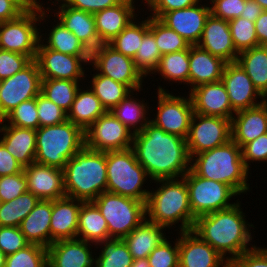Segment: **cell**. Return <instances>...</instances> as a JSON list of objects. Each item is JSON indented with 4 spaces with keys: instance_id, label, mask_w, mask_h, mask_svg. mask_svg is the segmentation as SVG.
Listing matches in <instances>:
<instances>
[{
    "instance_id": "cell-17",
    "label": "cell",
    "mask_w": 267,
    "mask_h": 267,
    "mask_svg": "<svg viewBox=\"0 0 267 267\" xmlns=\"http://www.w3.org/2000/svg\"><path fill=\"white\" fill-rule=\"evenodd\" d=\"M221 81L226 87L232 110L235 113L258 106L266 100L237 62L225 64Z\"/></svg>"
},
{
    "instance_id": "cell-53",
    "label": "cell",
    "mask_w": 267,
    "mask_h": 267,
    "mask_svg": "<svg viewBox=\"0 0 267 267\" xmlns=\"http://www.w3.org/2000/svg\"><path fill=\"white\" fill-rule=\"evenodd\" d=\"M242 159L246 169L251 170L250 163H267V133L245 144L241 148Z\"/></svg>"
},
{
    "instance_id": "cell-29",
    "label": "cell",
    "mask_w": 267,
    "mask_h": 267,
    "mask_svg": "<svg viewBox=\"0 0 267 267\" xmlns=\"http://www.w3.org/2000/svg\"><path fill=\"white\" fill-rule=\"evenodd\" d=\"M226 62L197 45L189 47L190 91L202 84L221 81Z\"/></svg>"
},
{
    "instance_id": "cell-60",
    "label": "cell",
    "mask_w": 267,
    "mask_h": 267,
    "mask_svg": "<svg viewBox=\"0 0 267 267\" xmlns=\"http://www.w3.org/2000/svg\"><path fill=\"white\" fill-rule=\"evenodd\" d=\"M259 45L267 41V10H264L254 22Z\"/></svg>"
},
{
    "instance_id": "cell-39",
    "label": "cell",
    "mask_w": 267,
    "mask_h": 267,
    "mask_svg": "<svg viewBox=\"0 0 267 267\" xmlns=\"http://www.w3.org/2000/svg\"><path fill=\"white\" fill-rule=\"evenodd\" d=\"M92 79L88 82L89 88L101 101L106 111H111L132 91L124 84L99 74L97 71L92 74Z\"/></svg>"
},
{
    "instance_id": "cell-54",
    "label": "cell",
    "mask_w": 267,
    "mask_h": 267,
    "mask_svg": "<svg viewBox=\"0 0 267 267\" xmlns=\"http://www.w3.org/2000/svg\"><path fill=\"white\" fill-rule=\"evenodd\" d=\"M142 4L150 12L148 15L153 18H161L166 12L195 5L203 0H141ZM144 2V3H143Z\"/></svg>"
},
{
    "instance_id": "cell-43",
    "label": "cell",
    "mask_w": 267,
    "mask_h": 267,
    "mask_svg": "<svg viewBox=\"0 0 267 267\" xmlns=\"http://www.w3.org/2000/svg\"><path fill=\"white\" fill-rule=\"evenodd\" d=\"M149 31L155 36L161 56L185 50L191 46L187 40L166 26L159 18L149 16Z\"/></svg>"
},
{
    "instance_id": "cell-4",
    "label": "cell",
    "mask_w": 267,
    "mask_h": 267,
    "mask_svg": "<svg viewBox=\"0 0 267 267\" xmlns=\"http://www.w3.org/2000/svg\"><path fill=\"white\" fill-rule=\"evenodd\" d=\"M190 170L205 179L231 186L239 196L250 191L249 174L244 165L241 147L232 139L227 143L191 157Z\"/></svg>"
},
{
    "instance_id": "cell-44",
    "label": "cell",
    "mask_w": 267,
    "mask_h": 267,
    "mask_svg": "<svg viewBox=\"0 0 267 267\" xmlns=\"http://www.w3.org/2000/svg\"><path fill=\"white\" fill-rule=\"evenodd\" d=\"M161 53L156 45L155 36L148 31L140 44L139 49L133 58L136 68L147 78L159 66Z\"/></svg>"
},
{
    "instance_id": "cell-32",
    "label": "cell",
    "mask_w": 267,
    "mask_h": 267,
    "mask_svg": "<svg viewBox=\"0 0 267 267\" xmlns=\"http://www.w3.org/2000/svg\"><path fill=\"white\" fill-rule=\"evenodd\" d=\"M82 86L77 91L72 107L67 113V120L85 131L107 111L95 93L89 87L86 90Z\"/></svg>"
},
{
    "instance_id": "cell-25",
    "label": "cell",
    "mask_w": 267,
    "mask_h": 267,
    "mask_svg": "<svg viewBox=\"0 0 267 267\" xmlns=\"http://www.w3.org/2000/svg\"><path fill=\"white\" fill-rule=\"evenodd\" d=\"M136 1L124 0L120 4L93 14L97 35L102 44H108L139 16V14L135 13L138 10V7L136 8L135 6Z\"/></svg>"
},
{
    "instance_id": "cell-52",
    "label": "cell",
    "mask_w": 267,
    "mask_h": 267,
    "mask_svg": "<svg viewBox=\"0 0 267 267\" xmlns=\"http://www.w3.org/2000/svg\"><path fill=\"white\" fill-rule=\"evenodd\" d=\"M32 60L23 54L0 49V79H6L21 71Z\"/></svg>"
},
{
    "instance_id": "cell-48",
    "label": "cell",
    "mask_w": 267,
    "mask_h": 267,
    "mask_svg": "<svg viewBox=\"0 0 267 267\" xmlns=\"http://www.w3.org/2000/svg\"><path fill=\"white\" fill-rule=\"evenodd\" d=\"M147 258L150 267H179L178 238L176 237L175 242L166 238Z\"/></svg>"
},
{
    "instance_id": "cell-62",
    "label": "cell",
    "mask_w": 267,
    "mask_h": 267,
    "mask_svg": "<svg viewBox=\"0 0 267 267\" xmlns=\"http://www.w3.org/2000/svg\"><path fill=\"white\" fill-rule=\"evenodd\" d=\"M15 2L23 11H34L37 9H42L45 4L40 2V0H12Z\"/></svg>"
},
{
    "instance_id": "cell-47",
    "label": "cell",
    "mask_w": 267,
    "mask_h": 267,
    "mask_svg": "<svg viewBox=\"0 0 267 267\" xmlns=\"http://www.w3.org/2000/svg\"><path fill=\"white\" fill-rule=\"evenodd\" d=\"M8 125L37 130L40 127L36 98L27 100L11 110L3 119Z\"/></svg>"
},
{
    "instance_id": "cell-37",
    "label": "cell",
    "mask_w": 267,
    "mask_h": 267,
    "mask_svg": "<svg viewBox=\"0 0 267 267\" xmlns=\"http://www.w3.org/2000/svg\"><path fill=\"white\" fill-rule=\"evenodd\" d=\"M156 73L171 85L174 82L189 87V48L162 55L159 66L153 72L154 75H157Z\"/></svg>"
},
{
    "instance_id": "cell-30",
    "label": "cell",
    "mask_w": 267,
    "mask_h": 267,
    "mask_svg": "<svg viewBox=\"0 0 267 267\" xmlns=\"http://www.w3.org/2000/svg\"><path fill=\"white\" fill-rule=\"evenodd\" d=\"M52 200H40L22 220L20 229L30 244L48 248L51 245L50 221Z\"/></svg>"
},
{
    "instance_id": "cell-63",
    "label": "cell",
    "mask_w": 267,
    "mask_h": 267,
    "mask_svg": "<svg viewBox=\"0 0 267 267\" xmlns=\"http://www.w3.org/2000/svg\"><path fill=\"white\" fill-rule=\"evenodd\" d=\"M131 267H150L148 258L133 259Z\"/></svg>"
},
{
    "instance_id": "cell-9",
    "label": "cell",
    "mask_w": 267,
    "mask_h": 267,
    "mask_svg": "<svg viewBox=\"0 0 267 267\" xmlns=\"http://www.w3.org/2000/svg\"><path fill=\"white\" fill-rule=\"evenodd\" d=\"M108 226L110 238L123 239L146 219V202L103 192L94 201Z\"/></svg>"
},
{
    "instance_id": "cell-12",
    "label": "cell",
    "mask_w": 267,
    "mask_h": 267,
    "mask_svg": "<svg viewBox=\"0 0 267 267\" xmlns=\"http://www.w3.org/2000/svg\"><path fill=\"white\" fill-rule=\"evenodd\" d=\"M157 104L156 115L153 113V118L149 121L159 128H162L166 133L177 135L186 139L189 133L190 122L194 113L191 97L188 94L183 97L181 95H173L169 90L157 87Z\"/></svg>"
},
{
    "instance_id": "cell-31",
    "label": "cell",
    "mask_w": 267,
    "mask_h": 267,
    "mask_svg": "<svg viewBox=\"0 0 267 267\" xmlns=\"http://www.w3.org/2000/svg\"><path fill=\"white\" fill-rule=\"evenodd\" d=\"M166 227L145 219L123 238L133 259L146 258L167 238Z\"/></svg>"
},
{
    "instance_id": "cell-27",
    "label": "cell",
    "mask_w": 267,
    "mask_h": 267,
    "mask_svg": "<svg viewBox=\"0 0 267 267\" xmlns=\"http://www.w3.org/2000/svg\"><path fill=\"white\" fill-rule=\"evenodd\" d=\"M82 202L67 196L52 200L51 244L58 240L76 239Z\"/></svg>"
},
{
    "instance_id": "cell-65",
    "label": "cell",
    "mask_w": 267,
    "mask_h": 267,
    "mask_svg": "<svg viewBox=\"0 0 267 267\" xmlns=\"http://www.w3.org/2000/svg\"><path fill=\"white\" fill-rule=\"evenodd\" d=\"M256 1L264 10H267V0H254Z\"/></svg>"
},
{
    "instance_id": "cell-7",
    "label": "cell",
    "mask_w": 267,
    "mask_h": 267,
    "mask_svg": "<svg viewBox=\"0 0 267 267\" xmlns=\"http://www.w3.org/2000/svg\"><path fill=\"white\" fill-rule=\"evenodd\" d=\"M106 164L107 192L147 201L150 190L144 184L151 180L131 148L106 152Z\"/></svg>"
},
{
    "instance_id": "cell-13",
    "label": "cell",
    "mask_w": 267,
    "mask_h": 267,
    "mask_svg": "<svg viewBox=\"0 0 267 267\" xmlns=\"http://www.w3.org/2000/svg\"><path fill=\"white\" fill-rule=\"evenodd\" d=\"M84 135L85 147L102 152L130 149L134 137V133L111 111L101 115L84 131Z\"/></svg>"
},
{
    "instance_id": "cell-34",
    "label": "cell",
    "mask_w": 267,
    "mask_h": 267,
    "mask_svg": "<svg viewBox=\"0 0 267 267\" xmlns=\"http://www.w3.org/2000/svg\"><path fill=\"white\" fill-rule=\"evenodd\" d=\"M135 91L129 93L122 101L116 105L111 112L134 134L141 132L149 122V102L134 98ZM150 108V109H149ZM149 115V116H148Z\"/></svg>"
},
{
    "instance_id": "cell-51",
    "label": "cell",
    "mask_w": 267,
    "mask_h": 267,
    "mask_svg": "<svg viewBox=\"0 0 267 267\" xmlns=\"http://www.w3.org/2000/svg\"><path fill=\"white\" fill-rule=\"evenodd\" d=\"M29 244L20 227L0 226V250L6 256L24 249Z\"/></svg>"
},
{
    "instance_id": "cell-58",
    "label": "cell",
    "mask_w": 267,
    "mask_h": 267,
    "mask_svg": "<svg viewBox=\"0 0 267 267\" xmlns=\"http://www.w3.org/2000/svg\"><path fill=\"white\" fill-rule=\"evenodd\" d=\"M24 171V167L7 151L0 142V176L17 174Z\"/></svg>"
},
{
    "instance_id": "cell-8",
    "label": "cell",
    "mask_w": 267,
    "mask_h": 267,
    "mask_svg": "<svg viewBox=\"0 0 267 267\" xmlns=\"http://www.w3.org/2000/svg\"><path fill=\"white\" fill-rule=\"evenodd\" d=\"M49 13L44 6L34 11H24L15 19L0 22V49L17 52L35 60L40 42L39 31L42 30L38 26L43 21L46 23L47 18L50 20Z\"/></svg>"
},
{
    "instance_id": "cell-5",
    "label": "cell",
    "mask_w": 267,
    "mask_h": 267,
    "mask_svg": "<svg viewBox=\"0 0 267 267\" xmlns=\"http://www.w3.org/2000/svg\"><path fill=\"white\" fill-rule=\"evenodd\" d=\"M106 152L83 147L63 168L67 197L83 202L94 201L107 187Z\"/></svg>"
},
{
    "instance_id": "cell-66",
    "label": "cell",
    "mask_w": 267,
    "mask_h": 267,
    "mask_svg": "<svg viewBox=\"0 0 267 267\" xmlns=\"http://www.w3.org/2000/svg\"><path fill=\"white\" fill-rule=\"evenodd\" d=\"M261 46H262V47L265 49V51L267 52V41H266L265 43H263Z\"/></svg>"
},
{
    "instance_id": "cell-45",
    "label": "cell",
    "mask_w": 267,
    "mask_h": 267,
    "mask_svg": "<svg viewBox=\"0 0 267 267\" xmlns=\"http://www.w3.org/2000/svg\"><path fill=\"white\" fill-rule=\"evenodd\" d=\"M4 267H48L47 248L29 244L24 249L7 255Z\"/></svg>"
},
{
    "instance_id": "cell-55",
    "label": "cell",
    "mask_w": 267,
    "mask_h": 267,
    "mask_svg": "<svg viewBox=\"0 0 267 267\" xmlns=\"http://www.w3.org/2000/svg\"><path fill=\"white\" fill-rule=\"evenodd\" d=\"M210 13L225 21L240 17L246 0H209Z\"/></svg>"
},
{
    "instance_id": "cell-24",
    "label": "cell",
    "mask_w": 267,
    "mask_h": 267,
    "mask_svg": "<svg viewBox=\"0 0 267 267\" xmlns=\"http://www.w3.org/2000/svg\"><path fill=\"white\" fill-rule=\"evenodd\" d=\"M197 46L226 63L236 62L238 57V52L233 45L229 21L215 17L211 13L206 19Z\"/></svg>"
},
{
    "instance_id": "cell-14",
    "label": "cell",
    "mask_w": 267,
    "mask_h": 267,
    "mask_svg": "<svg viewBox=\"0 0 267 267\" xmlns=\"http://www.w3.org/2000/svg\"><path fill=\"white\" fill-rule=\"evenodd\" d=\"M41 81L35 60L13 76L3 79L0 88V120L22 102L36 98L41 93Z\"/></svg>"
},
{
    "instance_id": "cell-23",
    "label": "cell",
    "mask_w": 267,
    "mask_h": 267,
    "mask_svg": "<svg viewBox=\"0 0 267 267\" xmlns=\"http://www.w3.org/2000/svg\"><path fill=\"white\" fill-rule=\"evenodd\" d=\"M96 244L80 239L58 240L47 248L48 267H95Z\"/></svg>"
},
{
    "instance_id": "cell-6",
    "label": "cell",
    "mask_w": 267,
    "mask_h": 267,
    "mask_svg": "<svg viewBox=\"0 0 267 267\" xmlns=\"http://www.w3.org/2000/svg\"><path fill=\"white\" fill-rule=\"evenodd\" d=\"M85 146L84 131L69 120L36 130L35 162L63 169Z\"/></svg>"
},
{
    "instance_id": "cell-59",
    "label": "cell",
    "mask_w": 267,
    "mask_h": 267,
    "mask_svg": "<svg viewBox=\"0 0 267 267\" xmlns=\"http://www.w3.org/2000/svg\"><path fill=\"white\" fill-rule=\"evenodd\" d=\"M23 12L12 0H0V22L15 19Z\"/></svg>"
},
{
    "instance_id": "cell-57",
    "label": "cell",
    "mask_w": 267,
    "mask_h": 267,
    "mask_svg": "<svg viewBox=\"0 0 267 267\" xmlns=\"http://www.w3.org/2000/svg\"><path fill=\"white\" fill-rule=\"evenodd\" d=\"M66 5L89 13H96L108 7L122 3L124 0H62Z\"/></svg>"
},
{
    "instance_id": "cell-50",
    "label": "cell",
    "mask_w": 267,
    "mask_h": 267,
    "mask_svg": "<svg viewBox=\"0 0 267 267\" xmlns=\"http://www.w3.org/2000/svg\"><path fill=\"white\" fill-rule=\"evenodd\" d=\"M28 192L27 180L23 172L0 176V202L11 201Z\"/></svg>"
},
{
    "instance_id": "cell-3",
    "label": "cell",
    "mask_w": 267,
    "mask_h": 267,
    "mask_svg": "<svg viewBox=\"0 0 267 267\" xmlns=\"http://www.w3.org/2000/svg\"><path fill=\"white\" fill-rule=\"evenodd\" d=\"M153 182L159 188L156 186V189L152 188L149 191L146 201V219L169 230L170 227L176 228V224L180 221L177 231L192 230L195 218L190 209L185 179L181 177Z\"/></svg>"
},
{
    "instance_id": "cell-1",
    "label": "cell",
    "mask_w": 267,
    "mask_h": 267,
    "mask_svg": "<svg viewBox=\"0 0 267 267\" xmlns=\"http://www.w3.org/2000/svg\"><path fill=\"white\" fill-rule=\"evenodd\" d=\"M131 149L149 179H176L190 170L186 139L166 133L150 121L134 134Z\"/></svg>"
},
{
    "instance_id": "cell-28",
    "label": "cell",
    "mask_w": 267,
    "mask_h": 267,
    "mask_svg": "<svg viewBox=\"0 0 267 267\" xmlns=\"http://www.w3.org/2000/svg\"><path fill=\"white\" fill-rule=\"evenodd\" d=\"M0 134L2 136L0 137V142L23 167H27L35 162V129L8 125L3 120H0Z\"/></svg>"
},
{
    "instance_id": "cell-2",
    "label": "cell",
    "mask_w": 267,
    "mask_h": 267,
    "mask_svg": "<svg viewBox=\"0 0 267 267\" xmlns=\"http://www.w3.org/2000/svg\"><path fill=\"white\" fill-rule=\"evenodd\" d=\"M241 202L195 219L192 231L210 244L228 262L254 248V225L245 218ZM250 247H249V246Z\"/></svg>"
},
{
    "instance_id": "cell-41",
    "label": "cell",
    "mask_w": 267,
    "mask_h": 267,
    "mask_svg": "<svg viewBox=\"0 0 267 267\" xmlns=\"http://www.w3.org/2000/svg\"><path fill=\"white\" fill-rule=\"evenodd\" d=\"M40 199L31 192H24L11 201L0 203V226L20 227L22 220Z\"/></svg>"
},
{
    "instance_id": "cell-20",
    "label": "cell",
    "mask_w": 267,
    "mask_h": 267,
    "mask_svg": "<svg viewBox=\"0 0 267 267\" xmlns=\"http://www.w3.org/2000/svg\"><path fill=\"white\" fill-rule=\"evenodd\" d=\"M201 3L166 12L160 20L187 40L190 45H197L202 36L206 19L210 15L209 2Z\"/></svg>"
},
{
    "instance_id": "cell-61",
    "label": "cell",
    "mask_w": 267,
    "mask_h": 267,
    "mask_svg": "<svg viewBox=\"0 0 267 267\" xmlns=\"http://www.w3.org/2000/svg\"><path fill=\"white\" fill-rule=\"evenodd\" d=\"M263 11L264 9L256 1L246 0L245 7L240 17L255 22Z\"/></svg>"
},
{
    "instance_id": "cell-38",
    "label": "cell",
    "mask_w": 267,
    "mask_h": 267,
    "mask_svg": "<svg viewBox=\"0 0 267 267\" xmlns=\"http://www.w3.org/2000/svg\"><path fill=\"white\" fill-rule=\"evenodd\" d=\"M137 18L108 43L116 51L131 58L135 57L144 35L149 31V16L145 19L144 17L142 19L140 17Z\"/></svg>"
},
{
    "instance_id": "cell-40",
    "label": "cell",
    "mask_w": 267,
    "mask_h": 267,
    "mask_svg": "<svg viewBox=\"0 0 267 267\" xmlns=\"http://www.w3.org/2000/svg\"><path fill=\"white\" fill-rule=\"evenodd\" d=\"M101 251L95 256V267H131L133 257L123 239L110 238L98 242Z\"/></svg>"
},
{
    "instance_id": "cell-33",
    "label": "cell",
    "mask_w": 267,
    "mask_h": 267,
    "mask_svg": "<svg viewBox=\"0 0 267 267\" xmlns=\"http://www.w3.org/2000/svg\"><path fill=\"white\" fill-rule=\"evenodd\" d=\"M76 238L93 244L110 239L106 220L92 201L81 204Z\"/></svg>"
},
{
    "instance_id": "cell-19",
    "label": "cell",
    "mask_w": 267,
    "mask_h": 267,
    "mask_svg": "<svg viewBox=\"0 0 267 267\" xmlns=\"http://www.w3.org/2000/svg\"><path fill=\"white\" fill-rule=\"evenodd\" d=\"M177 233L179 267H229V262L192 230Z\"/></svg>"
},
{
    "instance_id": "cell-21",
    "label": "cell",
    "mask_w": 267,
    "mask_h": 267,
    "mask_svg": "<svg viewBox=\"0 0 267 267\" xmlns=\"http://www.w3.org/2000/svg\"><path fill=\"white\" fill-rule=\"evenodd\" d=\"M28 191L40 200H55L66 197L63 169L33 162L24 167Z\"/></svg>"
},
{
    "instance_id": "cell-64",
    "label": "cell",
    "mask_w": 267,
    "mask_h": 267,
    "mask_svg": "<svg viewBox=\"0 0 267 267\" xmlns=\"http://www.w3.org/2000/svg\"><path fill=\"white\" fill-rule=\"evenodd\" d=\"M6 255L0 250V267H4L6 263Z\"/></svg>"
},
{
    "instance_id": "cell-26",
    "label": "cell",
    "mask_w": 267,
    "mask_h": 267,
    "mask_svg": "<svg viewBox=\"0 0 267 267\" xmlns=\"http://www.w3.org/2000/svg\"><path fill=\"white\" fill-rule=\"evenodd\" d=\"M267 133V100L236 112L231 119V139L241 148Z\"/></svg>"
},
{
    "instance_id": "cell-56",
    "label": "cell",
    "mask_w": 267,
    "mask_h": 267,
    "mask_svg": "<svg viewBox=\"0 0 267 267\" xmlns=\"http://www.w3.org/2000/svg\"><path fill=\"white\" fill-rule=\"evenodd\" d=\"M229 267H267V247L257 245L231 260Z\"/></svg>"
},
{
    "instance_id": "cell-18",
    "label": "cell",
    "mask_w": 267,
    "mask_h": 267,
    "mask_svg": "<svg viewBox=\"0 0 267 267\" xmlns=\"http://www.w3.org/2000/svg\"><path fill=\"white\" fill-rule=\"evenodd\" d=\"M48 1H51V7L52 5L55 7L57 5L58 7L54 10L48 5L49 7H47V9L50 12L52 10L54 11L50 13L51 16L53 17L52 14L54 13V17L60 21L66 29L73 32L90 52L102 44L97 35L95 19L92 13L74 9L66 5L62 0Z\"/></svg>"
},
{
    "instance_id": "cell-22",
    "label": "cell",
    "mask_w": 267,
    "mask_h": 267,
    "mask_svg": "<svg viewBox=\"0 0 267 267\" xmlns=\"http://www.w3.org/2000/svg\"><path fill=\"white\" fill-rule=\"evenodd\" d=\"M197 114L232 119L235 112L222 81L199 85L187 92Z\"/></svg>"
},
{
    "instance_id": "cell-46",
    "label": "cell",
    "mask_w": 267,
    "mask_h": 267,
    "mask_svg": "<svg viewBox=\"0 0 267 267\" xmlns=\"http://www.w3.org/2000/svg\"><path fill=\"white\" fill-rule=\"evenodd\" d=\"M233 45L238 53L259 46L254 22L237 17L229 21Z\"/></svg>"
},
{
    "instance_id": "cell-16",
    "label": "cell",
    "mask_w": 267,
    "mask_h": 267,
    "mask_svg": "<svg viewBox=\"0 0 267 267\" xmlns=\"http://www.w3.org/2000/svg\"><path fill=\"white\" fill-rule=\"evenodd\" d=\"M91 56H73L47 48L39 42L35 61L42 79H64L71 81L87 80V69ZM86 64V65H85ZM86 69V70H85ZM86 71V72H85ZM83 80V81H82Z\"/></svg>"
},
{
    "instance_id": "cell-49",
    "label": "cell",
    "mask_w": 267,
    "mask_h": 267,
    "mask_svg": "<svg viewBox=\"0 0 267 267\" xmlns=\"http://www.w3.org/2000/svg\"><path fill=\"white\" fill-rule=\"evenodd\" d=\"M40 127L57 125L67 120V113L42 93L36 97Z\"/></svg>"
},
{
    "instance_id": "cell-11",
    "label": "cell",
    "mask_w": 267,
    "mask_h": 267,
    "mask_svg": "<svg viewBox=\"0 0 267 267\" xmlns=\"http://www.w3.org/2000/svg\"><path fill=\"white\" fill-rule=\"evenodd\" d=\"M116 82L126 85L131 91L141 92L145 77L136 68L133 58L116 51L109 44H101L91 52L89 67Z\"/></svg>"
},
{
    "instance_id": "cell-15",
    "label": "cell",
    "mask_w": 267,
    "mask_h": 267,
    "mask_svg": "<svg viewBox=\"0 0 267 267\" xmlns=\"http://www.w3.org/2000/svg\"><path fill=\"white\" fill-rule=\"evenodd\" d=\"M231 140V119L193 113L186 138L190 158Z\"/></svg>"
},
{
    "instance_id": "cell-42",
    "label": "cell",
    "mask_w": 267,
    "mask_h": 267,
    "mask_svg": "<svg viewBox=\"0 0 267 267\" xmlns=\"http://www.w3.org/2000/svg\"><path fill=\"white\" fill-rule=\"evenodd\" d=\"M82 83L64 79H42L41 93L68 113Z\"/></svg>"
},
{
    "instance_id": "cell-36",
    "label": "cell",
    "mask_w": 267,
    "mask_h": 267,
    "mask_svg": "<svg viewBox=\"0 0 267 267\" xmlns=\"http://www.w3.org/2000/svg\"><path fill=\"white\" fill-rule=\"evenodd\" d=\"M236 62L244 69L255 88L267 100V52L259 45L238 53Z\"/></svg>"
},
{
    "instance_id": "cell-35",
    "label": "cell",
    "mask_w": 267,
    "mask_h": 267,
    "mask_svg": "<svg viewBox=\"0 0 267 267\" xmlns=\"http://www.w3.org/2000/svg\"><path fill=\"white\" fill-rule=\"evenodd\" d=\"M52 20H54L55 23L52 26L50 25L52 29H47L49 33H46V31L45 33H41L44 31H40V41L43 43L45 42L44 45L47 48L73 56H91V52L82 44L73 32L66 29L56 18Z\"/></svg>"
},
{
    "instance_id": "cell-10",
    "label": "cell",
    "mask_w": 267,
    "mask_h": 267,
    "mask_svg": "<svg viewBox=\"0 0 267 267\" xmlns=\"http://www.w3.org/2000/svg\"><path fill=\"white\" fill-rule=\"evenodd\" d=\"M183 178L186 181L189 205L194 218L229 208L237 203L230 202L238 193L224 183L202 178L189 170Z\"/></svg>"
}]
</instances>
